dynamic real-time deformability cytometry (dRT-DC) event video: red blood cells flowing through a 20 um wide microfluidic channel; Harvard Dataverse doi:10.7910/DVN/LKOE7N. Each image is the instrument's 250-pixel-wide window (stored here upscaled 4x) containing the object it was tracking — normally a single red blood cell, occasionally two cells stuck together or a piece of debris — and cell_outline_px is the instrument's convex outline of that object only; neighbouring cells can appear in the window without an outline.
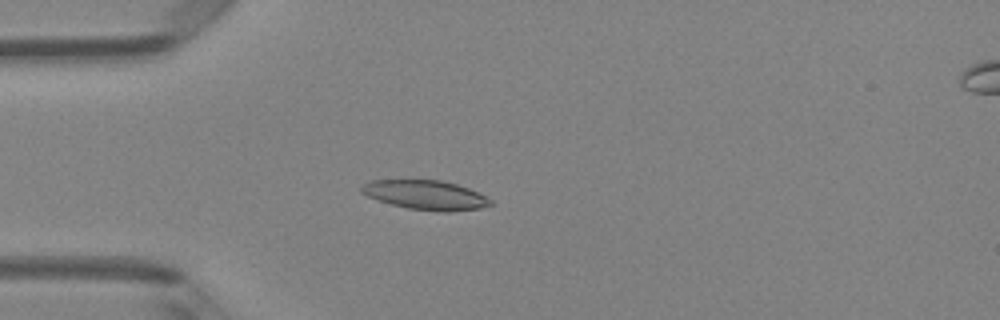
{"species": "Egyptian fruit bat (a non-hibernating species)", "species_latin": "Rousettus aegyptiacus", "temperature_condition": "room temperature", "stored_images_in_passage": 50, "camera_frame_rate_fps": 3000, "um_per_image_px": 0.085, "animal": {"sex": "female"}, "frame": {"image": 1, "passage_image": 14, "time_ms": 4.333, "image_size_px": [1000, 320], "cell_outline_px": [[492, 204], [480, 208], [448, 212], [444, 212], [408, 208], [392, 204], [368, 196], [360, 192], [360, 188], [368, 180], [440, 180], [456, 184], [468, 188], [492, 200]], "centroid_in_image_um": [36.16, 16.57], "position_along_channel_um": 48.8, "area_um2": 21.79}}
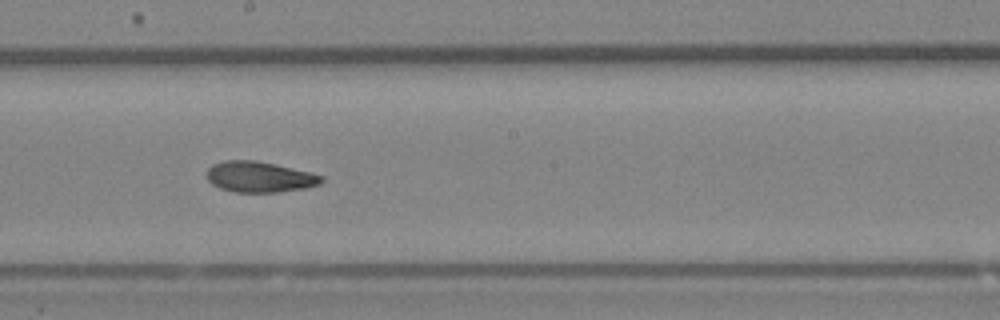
{"frame": {"image": 2, "passage_image": 28, "time_ms": 9.0, "image_size_px": [1000, 320], "cell_outline_px": [[324, 180], [320, 184], [304, 188], [276, 192], [232, 192], [220, 188], [212, 184], [208, 180], [208, 168], [212, 164], [224, 160], [256, 160], [276, 164], [312, 172], [324, 176]], "centroid_in_image_um": [22.08, 15.03], "position_along_channel_um": 226.1, "area_um2": 20.69}}
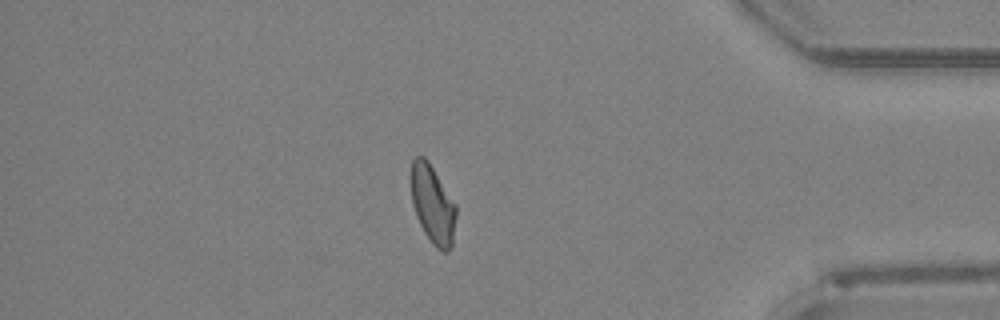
{"frame": {"image": 3, "passage_image": 43, "time_ms": 14.0, "image_size_px": [1000, 320], "cell_outline_px": [[456, 216], [452, 244], [448, 252], [444, 252], [436, 248], [432, 244], [424, 232], [416, 216], [412, 204], [412, 160], [416, 156], [424, 156], [428, 160], [456, 204]], "centroid_in_image_um": [36.79, 17.39], "position_along_channel_um": 398.4, "area_um2": 20.46}, "authors_computed_cell_mechanics": {"area_um2": 21.1837, "velocity_mm_per_s": 4.0951, "shape_relaxation_time_tau1_ms": null, "shape_relaxation_time_tau2_ms": 3.257, "deformation_change_tau1": null, "deformation_change_tau2": 0.1066}}